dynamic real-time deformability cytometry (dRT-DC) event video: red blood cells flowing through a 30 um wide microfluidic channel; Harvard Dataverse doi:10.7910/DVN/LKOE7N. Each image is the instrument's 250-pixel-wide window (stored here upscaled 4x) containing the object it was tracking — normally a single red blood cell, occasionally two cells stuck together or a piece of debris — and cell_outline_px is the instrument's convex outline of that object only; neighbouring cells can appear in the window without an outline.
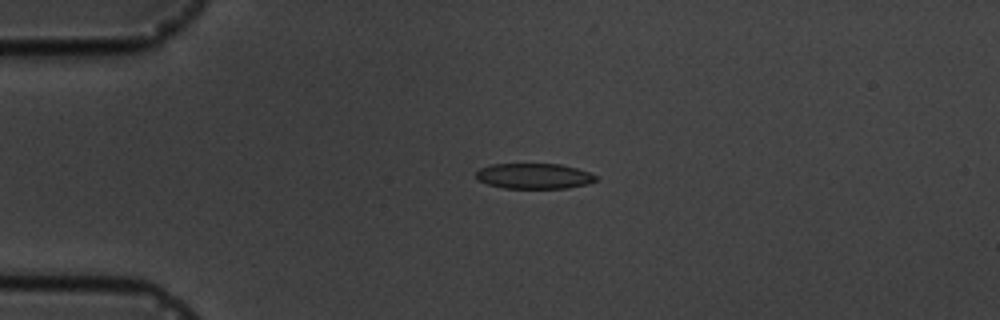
{"species": "common noctule bat (a hibernating species)", "species_latin": "Nyctalus noctula", "temperature_condition": "cold", "stored_images_in_passage": 6, "camera_frame_rate_fps": 3000, "um_per_image_px": 0.085, "animal": {"sex": "male", "body_mass_g": 19.5, "forearm_length_mm": 54.6}, "frame": {"image": 1, "passage_image": 4, "time_ms": 3.333, "image_size_px": [1000, 320], "cell_outline_px": [[596, 180], [588, 184], [568, 188], [504, 188], [488, 184], [476, 180], [476, 172], [480, 168], [492, 164], [560, 164], [576, 168], [588, 172], [596, 176]], "centroid_in_image_um": [45.37, 14.97], "position_along_channel_um": 39.6, "area_um2": 17.74}}
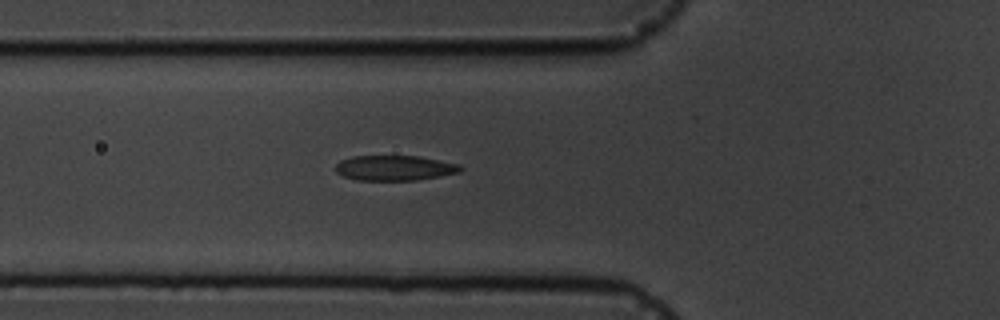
{"frame": {"image": 2, "passage_image": 6, "time_ms": 5.667, "image_size_px": [1000, 320], "cell_outline_px": [[464, 168], [460, 172], [440, 176], [416, 180], [356, 180], [344, 176], [336, 172], [336, 164], [340, 160], [352, 156], [420, 156], [460, 164]], "centroid_in_image_um": [33.56, 14.27], "position_along_channel_um": 92.2, "area_um2": 18.38}}